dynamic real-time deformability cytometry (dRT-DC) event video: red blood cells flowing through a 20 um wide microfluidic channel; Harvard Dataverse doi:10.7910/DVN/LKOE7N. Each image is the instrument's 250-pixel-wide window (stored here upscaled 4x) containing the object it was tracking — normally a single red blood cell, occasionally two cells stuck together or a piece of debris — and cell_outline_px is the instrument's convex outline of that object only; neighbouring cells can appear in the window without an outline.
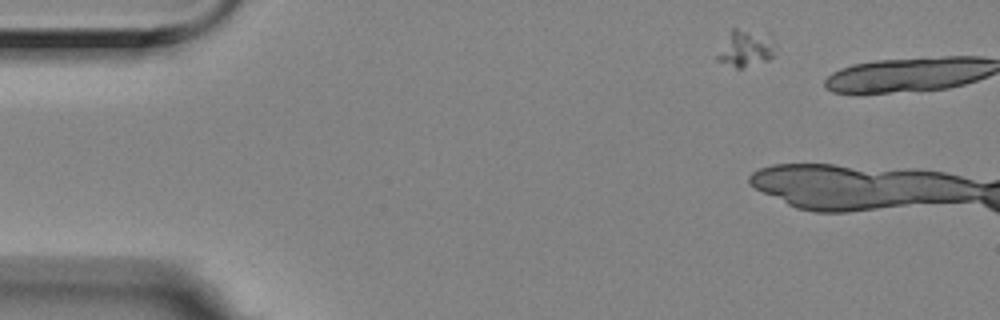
{"species": "Egyptian fruit bat (a non-hibernating species)", "species_latin": "Rousettus aegyptiacus", "temperature_condition": "room temperature", "stored_images_in_passage": 3, "camera_frame_rate_fps": 3000, "um_per_image_px": 0.085, "animal": {"sex": "female"}, "frame": {"image": 1, "passage_image": 1, "time_ms": 0.0, "image_size_px": [1000, 320], "cell_outline_px": [[772, 56], [768, 60], [744, 68], [736, 68], [716, 60], [716, 56], [732, 28], [736, 28], [760, 36], [772, 52]], "centroid_in_image_um": [63.18, 4.23], "position_along_channel_um": 21.8, "area_um2": 10.92}}